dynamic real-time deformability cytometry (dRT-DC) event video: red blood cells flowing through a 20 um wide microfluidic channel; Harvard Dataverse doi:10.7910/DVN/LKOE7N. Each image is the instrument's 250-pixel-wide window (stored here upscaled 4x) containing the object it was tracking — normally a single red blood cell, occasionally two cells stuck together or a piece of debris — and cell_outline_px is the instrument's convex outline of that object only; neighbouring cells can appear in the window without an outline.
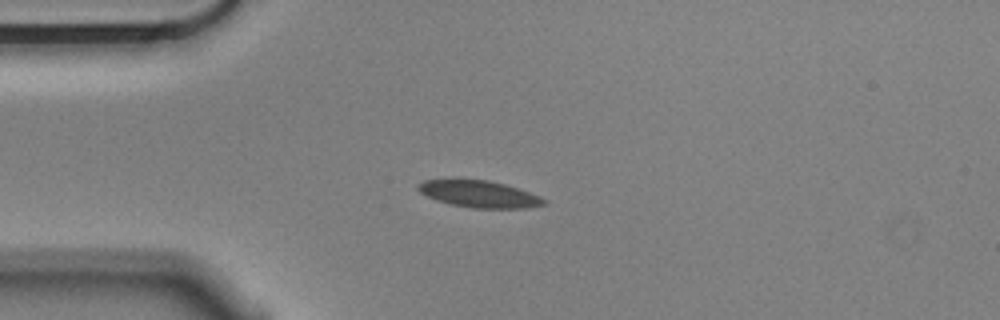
{"species": "Egyptian fruit bat (a non-hibernating species)", "species_latin": "Rousettus aegyptiacus", "temperature_condition": "cold", "stored_images_in_passage": 44, "camera_frame_rate_fps": 3000, "um_per_image_px": 0.085, "animal": {"sex": "male"}, "frame": {"image": 1, "passage_image": 1, "time_ms": 0.0, "image_size_px": [1000, 320], "cell_outline_px": [[548, 204], [528, 208], [472, 208], [452, 204], [436, 200], [420, 192], [416, 188], [416, 184], [424, 180], [452, 176], [488, 180], [504, 184], [540, 196], [548, 200]], "centroid_in_image_um": [40.66, 16.44], "position_along_channel_um": 44.3, "area_um2": 20.46}}
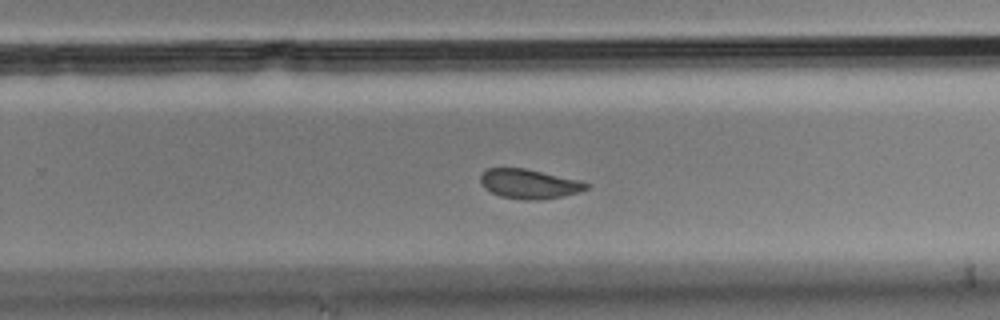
{"frame": {"image": 2, "passage_image": 23, "time_ms": 7.333, "image_size_px": [1000, 320], "cell_outline_px": [[588, 188], [580, 192], [540, 200], [524, 200], [500, 196], [484, 188], [480, 184], [480, 176], [488, 168], [524, 168], [580, 180], [588, 184]], "centroid_in_image_um": [44.96, 15.63], "position_along_channel_um": 284.8, "area_um2": 18.09}}
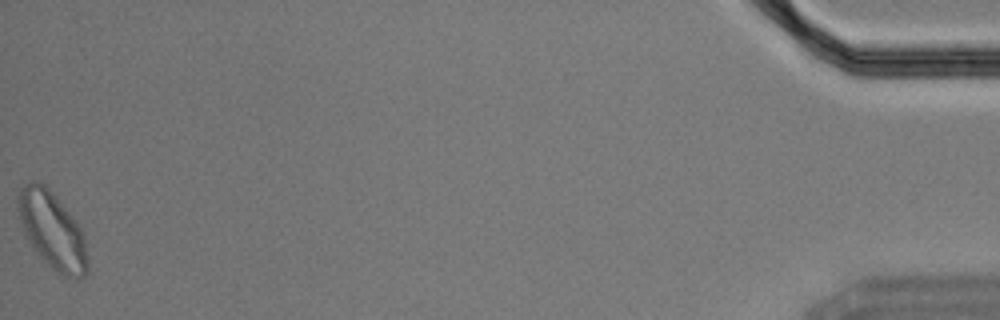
{"frame": {"image": 3, "passage_image": 44, "time_ms": 14.333, "image_size_px": [1000, 320], "cell_outline_px": [[88, 272], [84, 276], [64, 276], [56, 272], [40, 256], [24, 236], [16, 208], [16, 196], [20, 188], [28, 180], [36, 180], [44, 184], [52, 192], [76, 220], [84, 232], [88, 260]], "centroid_in_image_um": [4.41, 19.53], "position_along_channel_um": 430.8, "area_um2": 31.56}, "authors_computed_cell_mechanics": {"area_um2": 19.652, "velocity_mm_per_s": 3.5056, "shape_relaxation_time_tau1_ms": null, "shape_relaxation_time_tau2_ms": 1.2622, "deformation_change_tau1": null, "deformation_change_tau2": 0.0353}}